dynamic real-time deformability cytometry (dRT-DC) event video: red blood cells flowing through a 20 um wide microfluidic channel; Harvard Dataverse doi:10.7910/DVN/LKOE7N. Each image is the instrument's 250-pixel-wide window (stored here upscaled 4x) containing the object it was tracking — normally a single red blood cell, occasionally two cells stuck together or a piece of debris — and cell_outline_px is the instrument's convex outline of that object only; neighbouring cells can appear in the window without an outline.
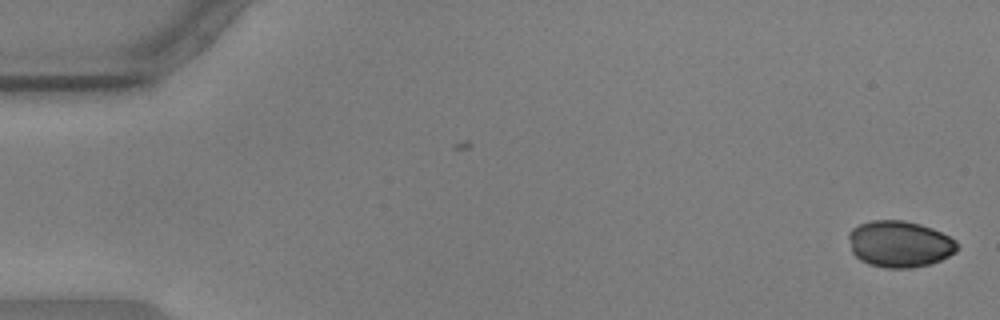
{"species": "common noctule bat (a hibernating species)", "species_latin": "Nyctalus noctula", "temperature_condition": "warm", "stored_images_in_passage": 54, "camera_frame_rate_fps": 3000, "um_per_image_px": 0.085, "animal": {"sex": "male", "body_mass_g": 17.9, "forearm_length_mm": 54.2}, "frame": {"image": 1, "passage_image": 1, "time_ms": 0.0, "image_size_px": [1000, 320], "cell_outline_px": [[960, 248], [956, 252], [932, 264], [912, 268], [884, 268], [868, 264], [860, 260], [852, 252], [848, 236], [848, 232], [852, 228], [860, 224], [872, 220], [904, 220], [920, 224], [932, 228], [956, 240]], "centroid_in_image_um": [76.47, 20.75], "position_along_channel_um": 8.5, "area_um2": 29.65}}
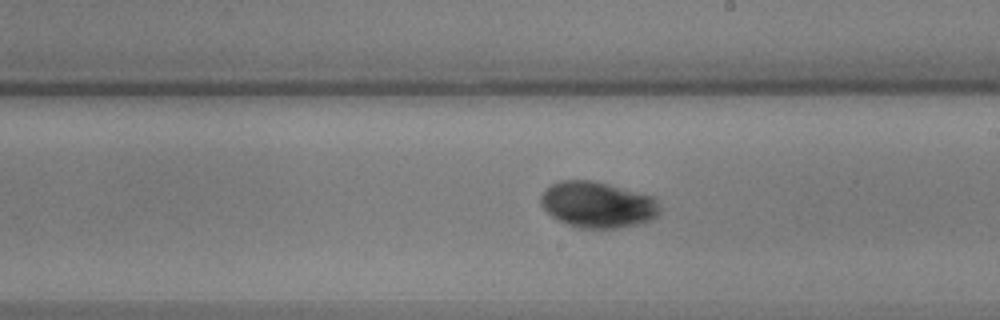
{"frame": {"image": 2, "passage_image": 32, "time_ms": 10.333, "image_size_px": [1000, 320], "cell_outline_px": [[660, 212], [652, 220], [640, 224], [620, 228], [580, 228], [568, 224], [552, 216], [540, 204], [540, 196], [544, 188], [560, 180], [592, 180], [608, 184], [652, 196], [660, 204]], "centroid_in_image_um": [50.8, 17.4], "position_along_channel_um": 238.2, "area_um2": 32.08}}
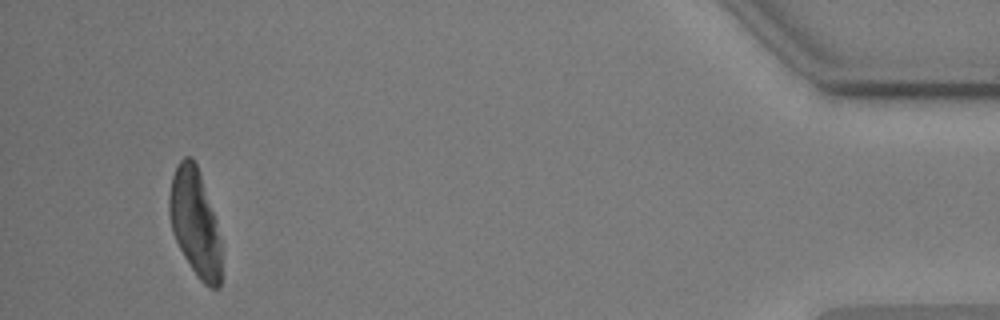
{"frame": {"image": 3, "passage_image": 53, "time_ms": 17.333, "image_size_px": [1000, 320], "cell_outline_px": [[220, 288], [212, 288], [204, 284], [196, 276], [184, 256], [172, 232], [168, 212], [168, 196], [172, 176], [176, 164], [184, 156], [192, 156], [200, 172], [216, 220], [220, 240]], "centroid_in_image_um": [16.55, 18.88], "position_along_channel_um": 418.7, "area_um2": 32.66}}